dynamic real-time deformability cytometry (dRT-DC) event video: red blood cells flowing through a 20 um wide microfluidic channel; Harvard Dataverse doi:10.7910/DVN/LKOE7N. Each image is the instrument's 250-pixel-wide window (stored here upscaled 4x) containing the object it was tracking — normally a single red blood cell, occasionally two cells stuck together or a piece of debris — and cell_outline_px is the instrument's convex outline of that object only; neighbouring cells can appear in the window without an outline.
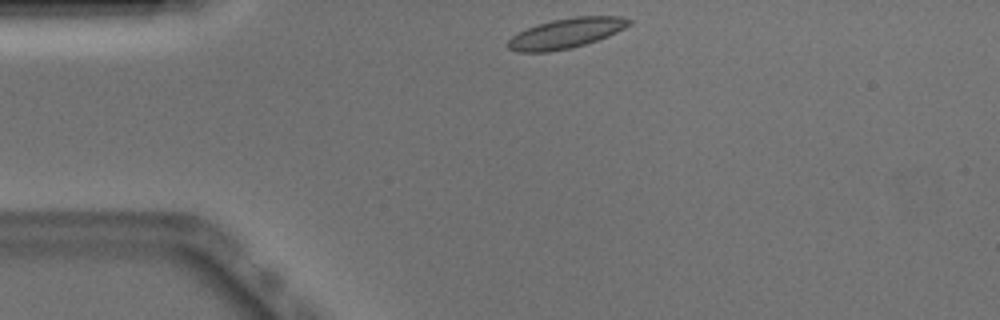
{"species": "Egyptian fruit bat (a non-hibernating species)", "species_latin": "Rousettus aegyptiacus", "temperature_condition": "warm", "stored_images_in_passage": 42, "camera_frame_rate_fps": 3000, "um_per_image_px": 0.085, "animal": {"sex": "male"}, "frame": {"image": 1, "passage_image": 1, "time_ms": 0.0, "image_size_px": [1000, 320], "cell_outline_px": [[632, 24], [608, 36], [572, 48], [548, 52], [516, 52], [508, 48], [508, 40], [512, 36], [536, 24], [552, 20], [576, 16], [620, 16], [632, 20]], "centroid_in_image_um": [48.12, 2.82], "position_along_channel_um": 36.9, "area_um2": 21.1}}
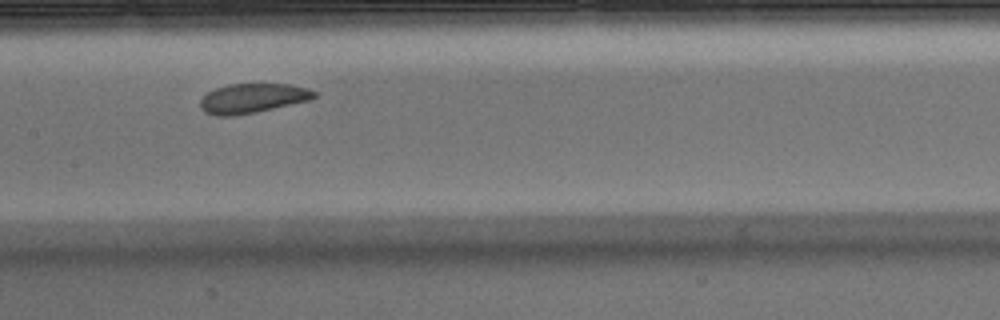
{"frame": {"image": 2, "passage_image": 15, "time_ms": 4.667, "image_size_px": [1000, 320], "cell_outline_px": [[316, 96], [308, 100], [256, 112], [232, 116], [216, 116], [204, 112], [200, 108], [200, 100], [208, 92], [216, 88], [228, 84], [288, 84], [308, 88], [316, 92]], "centroid_in_image_um": [21.43, 8.35], "position_along_channel_um": 186.0, "area_um2": 19.48}}
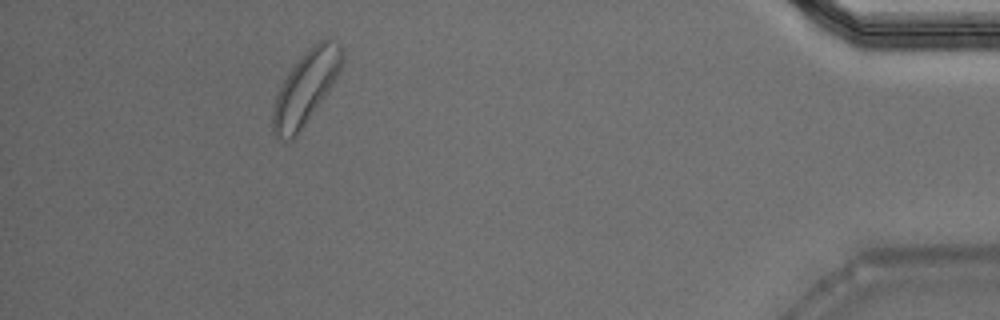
{"frame": {"image": 3, "passage_image": 37, "time_ms": 12.0, "image_size_px": [1000, 320], "cell_outline_px": [[344, 60], [340, 72], [328, 92], [296, 136], [292, 140], [288, 140], [276, 136], [272, 132], [272, 108], [276, 96], [288, 72], [300, 56], [316, 40], [328, 36], [340, 44], [344, 48]], "centroid_in_image_um": [26.03, 7.37], "position_along_channel_um": 409.2, "area_um2": 29.82}, "authors_computed_cell_mechanics": {"area_um2": 20.9525, "velocity_mm_per_s": 3.847, "shape_relaxation_time_tau1_ms": 2.9929, "shape_relaxation_time_tau2_ms": 1.8367, "deformation_change_tau1": 0.0865, "deformation_change_tau2": 0.0831}}